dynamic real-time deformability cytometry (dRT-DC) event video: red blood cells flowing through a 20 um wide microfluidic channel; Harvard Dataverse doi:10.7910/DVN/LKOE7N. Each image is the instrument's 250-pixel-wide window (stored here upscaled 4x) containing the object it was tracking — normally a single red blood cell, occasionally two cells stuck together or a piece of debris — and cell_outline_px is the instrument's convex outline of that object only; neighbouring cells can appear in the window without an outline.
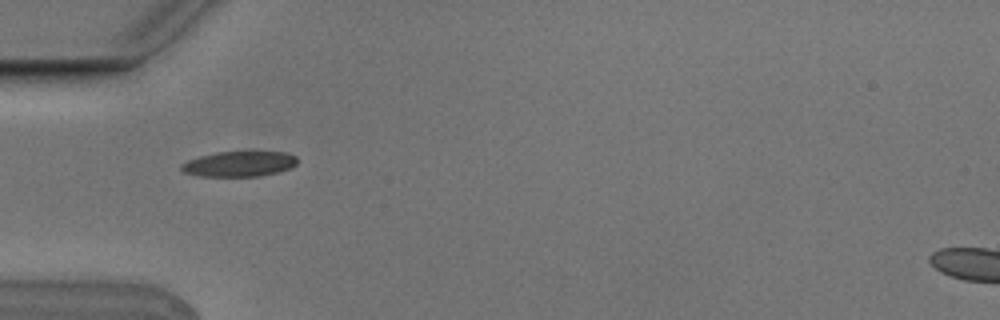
{"species": "Egyptian fruit bat (a non-hibernating species)", "species_latin": "Rousettus aegyptiacus", "temperature_condition": "cold", "stored_images_in_passage": 6, "camera_frame_rate_fps": 3000, "um_per_image_px": 0.085, "animal": {"sex": "male"}, "frame": {"image": 1, "passage_image": 2, "time_ms": 0.333, "image_size_px": [1000, 320], "cell_outline_px": [[296, 164], [288, 168], [276, 172], [260, 176], [200, 176], [184, 172], [180, 168], [180, 164], [188, 160], [200, 156], [216, 152], [252, 148], [284, 152], [296, 156]], "centroid_in_image_um": [20.34, 13.87], "position_along_channel_um": 64.7, "area_um2": 17.86}}
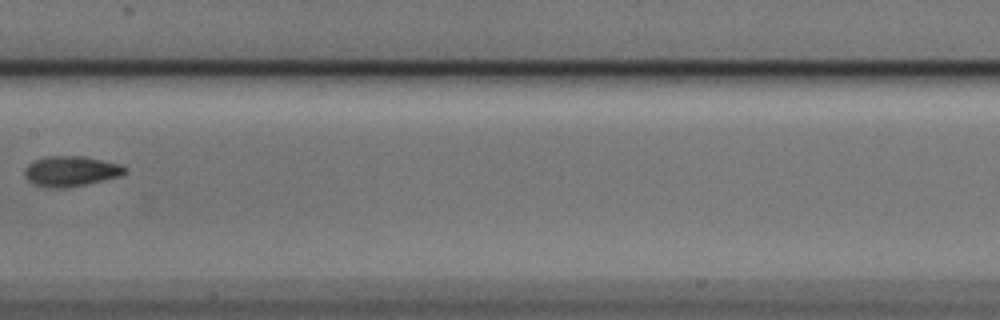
{"frame": {"image": 2, "passage_image": 5, "time_ms": 1.333, "image_size_px": [1000, 320], "cell_outline_px": [[128, 172], [120, 176], [104, 180], [64, 188], [52, 188], [36, 184], [28, 180], [24, 176], [24, 168], [32, 160], [48, 156], [84, 156], [104, 160], [120, 164], [128, 168]], "centroid_in_image_um": [6.04, 14.53], "position_along_channel_um": 201.4, "area_um2": 17.8}}
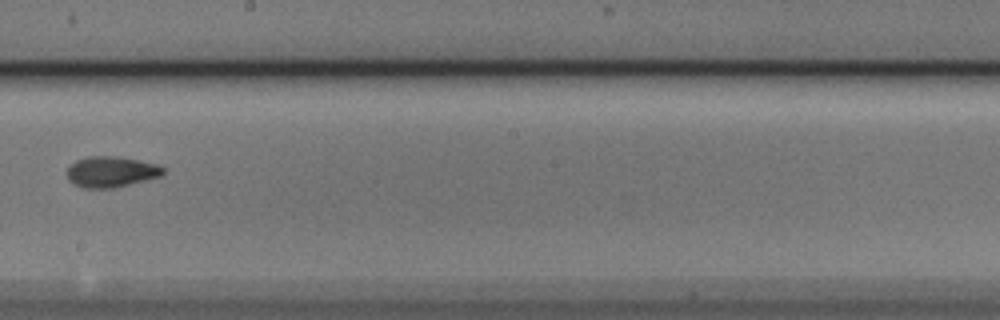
{"frame": {"image": 3, "passage_image": 6, "time_ms": 1.667, "image_size_px": [1000, 320], "cell_outline_px": [[164, 176], [116, 188], [84, 188], [72, 184], [68, 180], [68, 168], [76, 160], [88, 156], [112, 156], [136, 160], [156, 164], [164, 168]], "centroid_in_image_um": [9.46, 14.62], "position_along_channel_um": 238.7, "area_um2": 17.34}}